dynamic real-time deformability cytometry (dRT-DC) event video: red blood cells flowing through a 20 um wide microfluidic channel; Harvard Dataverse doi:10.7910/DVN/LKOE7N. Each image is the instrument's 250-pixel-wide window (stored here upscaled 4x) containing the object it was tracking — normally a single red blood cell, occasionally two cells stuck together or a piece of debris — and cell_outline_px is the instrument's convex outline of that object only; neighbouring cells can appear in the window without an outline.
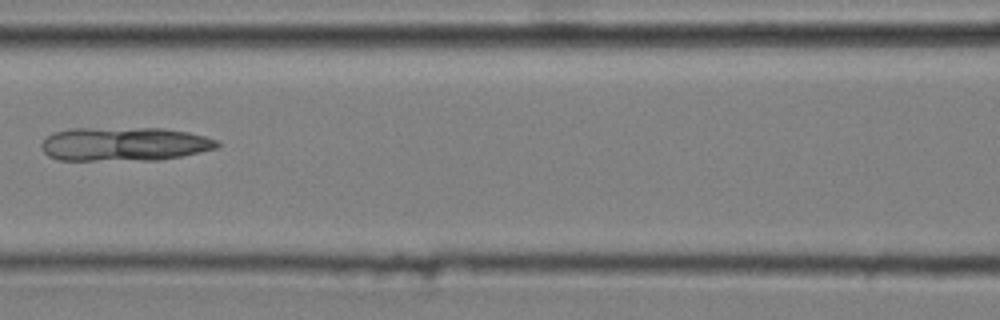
{"species": "common noctule bat (a hibernating species)", "species_latin": "Nyctalus noctula", "temperature_condition": "cold", "stored_images_in_passage": 8, "camera_frame_rate_fps": 3000, "um_per_image_px": 0.085, "animal": {"sex": "male", "body_mass_g": 20.4}, "frame": {"image": 1, "passage_image": 7, "time_ms": 2.0, "image_size_px": [1000, 320], "cell_outline_px": [[220, 144], [216, 148], [180, 156], [160, 160], [60, 160], [48, 156], [44, 152], [40, 144], [52, 132], [72, 128], [164, 128], [188, 132], [204, 136], [216, 140]], "centroid_in_image_um": [10.53, 12.24], "position_along_channel_um": 156.1, "area_um2": 34.68}}
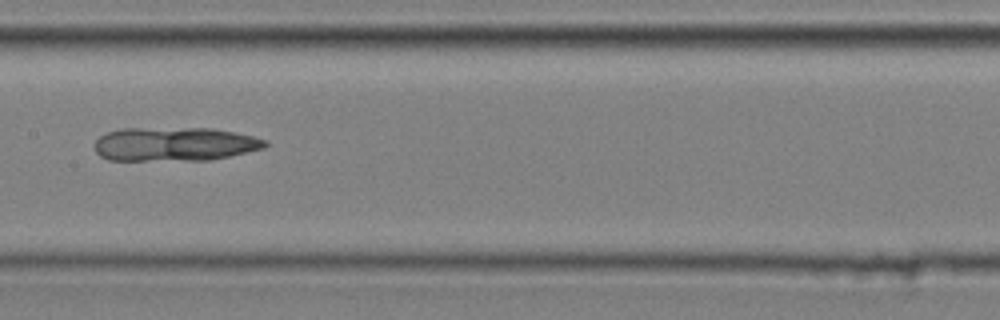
{"frame": {"image": 2, "passage_image": 8, "time_ms": 2.333, "image_size_px": [1000, 320], "cell_outline_px": [[268, 144], [264, 148], [212, 160], [108, 160], [100, 156], [96, 152], [96, 140], [100, 136], [108, 132], [120, 128], [212, 128], [252, 136], [268, 140]], "centroid_in_image_um": [14.84, 12.25], "position_along_channel_um": 192.6, "area_um2": 33.7}}